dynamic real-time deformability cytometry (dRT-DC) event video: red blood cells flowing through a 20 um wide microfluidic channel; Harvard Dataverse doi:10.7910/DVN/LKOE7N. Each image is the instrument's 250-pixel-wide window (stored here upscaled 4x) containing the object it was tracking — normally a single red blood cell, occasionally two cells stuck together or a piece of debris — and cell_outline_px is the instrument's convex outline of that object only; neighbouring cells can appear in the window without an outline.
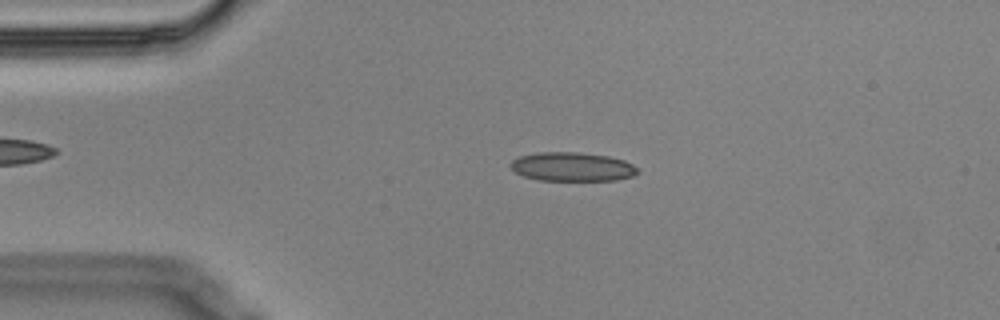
{"species": "Egyptian fruit bat (a non-hibernating species)", "species_latin": "Rousettus aegyptiacus", "temperature_condition": "cold", "stored_images_in_passage": 4, "camera_frame_rate_fps": 3000, "um_per_image_px": 0.085, "animal": {"sex": "male"}, "frame": {"image": 1, "passage_image": 3, "time_ms": 0.667, "image_size_px": [1000, 320], "cell_outline_px": [[640, 172], [632, 176], [616, 180], [540, 180], [524, 176], [516, 172], [508, 164], [512, 160], [520, 156], [540, 152], [576, 152], [608, 156], [624, 160], [632, 164]], "centroid_in_image_um": [48.64, 14.17], "position_along_channel_um": 36.4, "area_um2": 21.27}}